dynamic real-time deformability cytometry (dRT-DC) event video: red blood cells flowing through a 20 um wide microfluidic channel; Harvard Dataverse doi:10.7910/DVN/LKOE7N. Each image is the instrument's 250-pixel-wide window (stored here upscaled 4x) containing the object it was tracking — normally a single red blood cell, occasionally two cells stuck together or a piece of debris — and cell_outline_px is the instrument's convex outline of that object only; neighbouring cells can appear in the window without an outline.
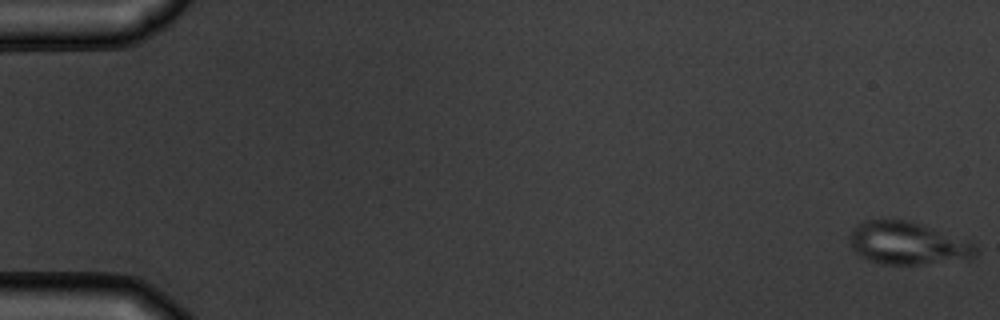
{"species": "common noctule bat (a hibernating species)", "species_latin": "Nyctalus noctula", "temperature_condition": "warm", "stored_images_in_passage": 7, "camera_frame_rate_fps": 3000, "um_per_image_px": 0.085, "animal": {"sex": "male", "body_mass_g": 19.5, "forearm_length_mm": 54.6}, "frame": {"image": 1, "passage_image": 1, "time_ms": 0.0, "image_size_px": [1000, 320], "cell_outline_px": [[976, 256], [968, 260], [916, 264], [880, 264], [868, 260], [860, 256], [848, 244], [848, 236], [852, 228], [864, 220], [904, 220], [920, 224], [976, 244]], "centroid_in_image_um": [77.1, 20.69], "position_along_channel_um": 7.9, "area_um2": 31.27}}